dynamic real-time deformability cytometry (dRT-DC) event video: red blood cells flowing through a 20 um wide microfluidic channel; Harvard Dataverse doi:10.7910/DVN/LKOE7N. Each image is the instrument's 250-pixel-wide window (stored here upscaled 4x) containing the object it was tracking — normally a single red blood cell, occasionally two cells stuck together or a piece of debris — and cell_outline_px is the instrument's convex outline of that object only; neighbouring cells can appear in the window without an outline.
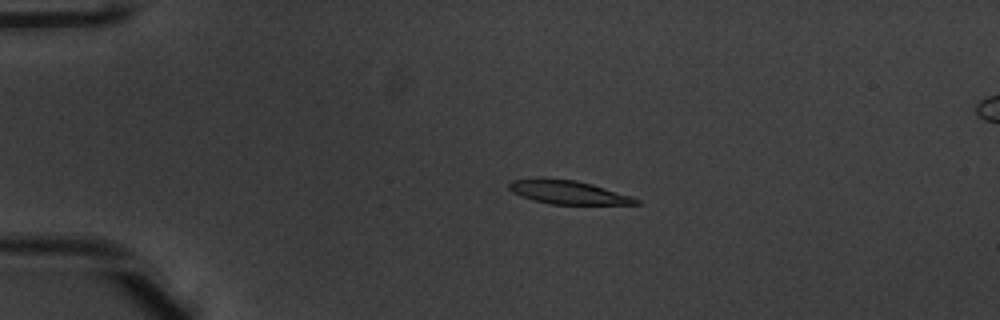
{"species": "common noctule bat (a hibernating species)", "species_latin": "Nyctalus noctula", "temperature_condition": "warm", "stored_images_in_passage": 44, "camera_frame_rate_fps": 3000, "um_per_image_px": 0.085, "animal": {"sex": "male", "body_mass_g": 20.1, "forearm_length_mm": 53.5}, "frame": {"image": 1, "passage_image": 4, "time_ms": 1.0, "image_size_px": [1000, 320], "cell_outline_px": [[640, 204], [552, 204], [536, 200], [512, 192], [508, 188], [508, 184], [512, 180], [536, 176], [576, 180], [592, 184], [632, 196], [640, 200]], "centroid_in_image_um": [48.26, 16.31], "position_along_channel_um": 36.7, "area_um2": 17.57}}
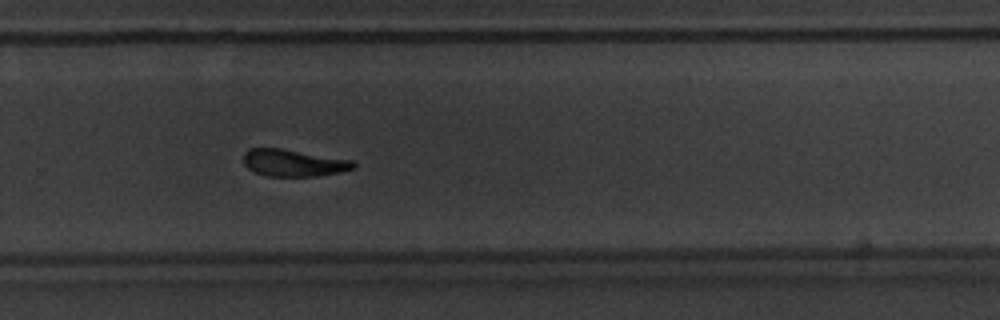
{"frame": {"image": 2, "passage_image": 28, "time_ms": 9.0, "image_size_px": [1000, 320], "cell_outline_px": [[356, 168], [340, 172], [316, 176], [264, 176], [248, 168], [244, 164], [244, 152], [248, 148], [280, 148], [352, 160], [356, 164]], "centroid_in_image_um": [24.94, 13.84], "position_along_channel_um": 304.9, "area_um2": 17.28}}
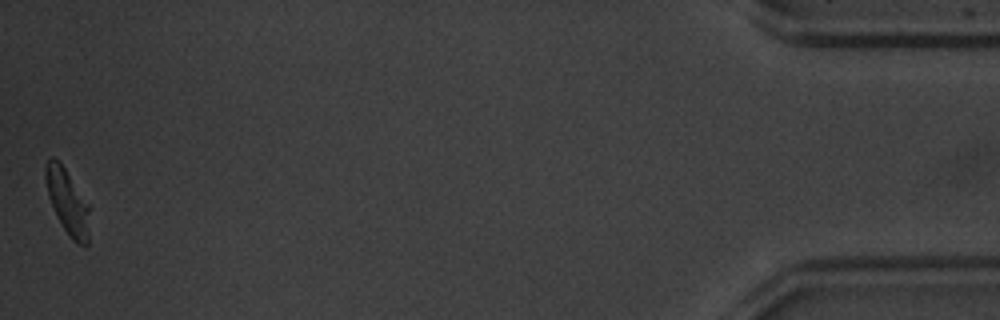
{"frame": {"image": 3, "passage_image": 44, "time_ms": 14.333, "image_size_px": [1000, 320], "cell_outline_px": [[88, 244], [84, 248], [76, 244], [68, 236], [56, 216], [48, 196], [44, 176], [44, 168], [48, 160], [52, 156], [64, 168], [88, 204]], "centroid_in_image_um": [5.71, 17.21], "position_along_channel_um": 429.5, "area_um2": 16.47}, "authors_computed_cell_mechanics": {"area_um2": 18.4093, "velocity_mm_per_s": 3.9339, "shape_relaxation_time_tau1_ms": 2.3079, "shape_relaxation_time_tau2_ms": 2.456, "deformation_change_tau1": 0.1521, "deformation_change_tau2": 0.0949}}